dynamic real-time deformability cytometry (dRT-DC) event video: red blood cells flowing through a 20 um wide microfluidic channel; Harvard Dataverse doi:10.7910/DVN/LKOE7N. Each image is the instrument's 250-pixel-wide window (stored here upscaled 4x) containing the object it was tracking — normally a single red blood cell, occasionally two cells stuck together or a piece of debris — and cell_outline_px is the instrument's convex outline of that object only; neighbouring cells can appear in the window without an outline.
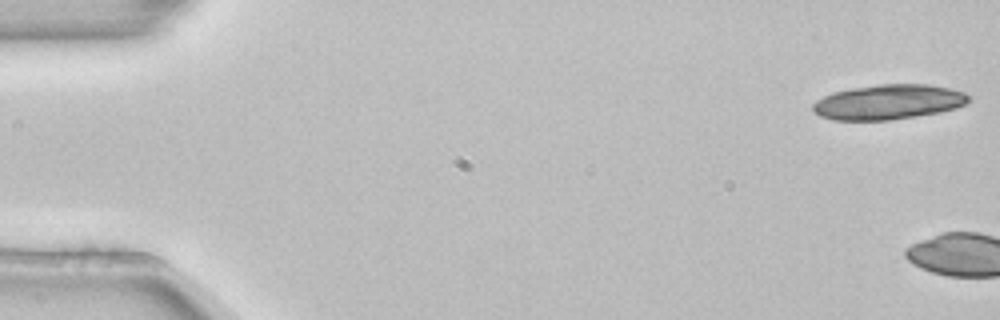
{"species": "common noctule bat (a hibernating species)", "species_latin": "Nyctalus noctula", "temperature_condition": "room temperature", "stored_images_in_passage": 6, "camera_frame_rate_fps": 3000, "um_per_image_px": 0.085, "animal": {"sex": "female", "body_mass_g": 22.7, "forearm_length_mm": 54.2}, "frame": {"image": 1, "passage_image": 1, "time_ms": 0.0, "image_size_px": [1000, 320], "cell_outline_px": [[972, 100], [956, 108], [940, 112], [916, 116], [888, 120], [832, 120], [820, 116], [812, 112], [812, 104], [816, 100], [832, 92], [852, 88], [880, 84], [928, 84], [952, 88], [964, 92], [972, 96]], "centroid_in_image_um": [75.53, 8.67], "position_along_channel_um": 9.5, "area_um2": 32.02}}